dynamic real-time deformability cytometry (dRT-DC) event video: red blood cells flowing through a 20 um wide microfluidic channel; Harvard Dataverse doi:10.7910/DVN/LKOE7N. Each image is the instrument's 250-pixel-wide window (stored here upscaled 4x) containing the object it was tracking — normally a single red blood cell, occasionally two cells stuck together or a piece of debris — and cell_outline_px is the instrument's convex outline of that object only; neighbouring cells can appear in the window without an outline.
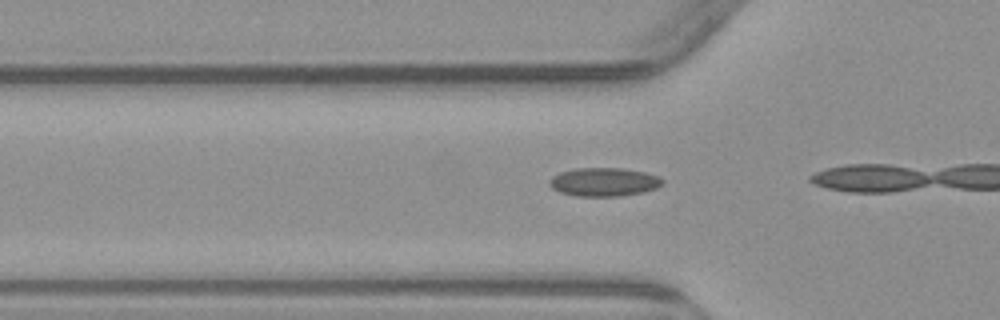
{"species": "common noctule bat (a hibernating species)", "species_latin": "Nyctalus noctula", "temperature_condition": "warm", "stored_images_in_passage": 6, "segment_of_instrument_passage": [2, 2], "camera_frame_rate_fps": 3000, "um_per_image_px": 0.085, "animal": {"sex": "male", "body_mass_g": 23.1, "forearm_length_mm": 52.7}, "frame": {"image": 1, "passage_image": 6, "time_ms": 6.0, "image_size_px": [1000, 320], "cell_outline_px": [[664, 184], [656, 188], [644, 192], [620, 196], [576, 196], [560, 192], [552, 188], [548, 184], [548, 180], [552, 176], [560, 172], [576, 168], [624, 168], [644, 172], [656, 176], [664, 180]], "centroid_in_image_um": [51.32, 15.47], "position_along_channel_um": 74.5, "area_um2": 18.9}}